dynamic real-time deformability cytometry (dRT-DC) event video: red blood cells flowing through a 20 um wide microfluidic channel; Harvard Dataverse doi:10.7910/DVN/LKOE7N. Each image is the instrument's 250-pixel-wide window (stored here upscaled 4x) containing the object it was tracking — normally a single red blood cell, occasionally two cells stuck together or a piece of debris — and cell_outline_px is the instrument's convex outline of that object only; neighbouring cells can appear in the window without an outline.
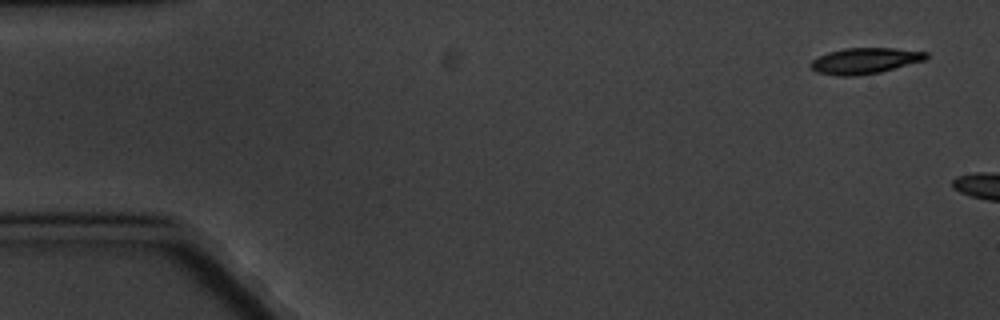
{"species": "common noctule bat (a hibernating species)", "species_latin": "Nyctalus noctula", "temperature_condition": "cold", "stored_images_in_passage": 3, "camera_frame_rate_fps": 3000, "um_per_image_px": 0.085, "animal": {"sex": "male", "body_mass_g": 20.1, "forearm_length_mm": 53.5}, "frame": {"image": 1, "passage_image": 1, "time_ms": 0.0, "image_size_px": [1000, 320], "cell_outline_px": [[928, 56], [924, 60], [880, 72], [856, 76], [836, 76], [816, 72], [808, 64], [812, 60], [828, 52], [844, 48], [896, 48], [928, 52]], "centroid_in_image_um": [73.49, 5.17], "position_along_channel_um": 11.5, "area_um2": 17.46}}